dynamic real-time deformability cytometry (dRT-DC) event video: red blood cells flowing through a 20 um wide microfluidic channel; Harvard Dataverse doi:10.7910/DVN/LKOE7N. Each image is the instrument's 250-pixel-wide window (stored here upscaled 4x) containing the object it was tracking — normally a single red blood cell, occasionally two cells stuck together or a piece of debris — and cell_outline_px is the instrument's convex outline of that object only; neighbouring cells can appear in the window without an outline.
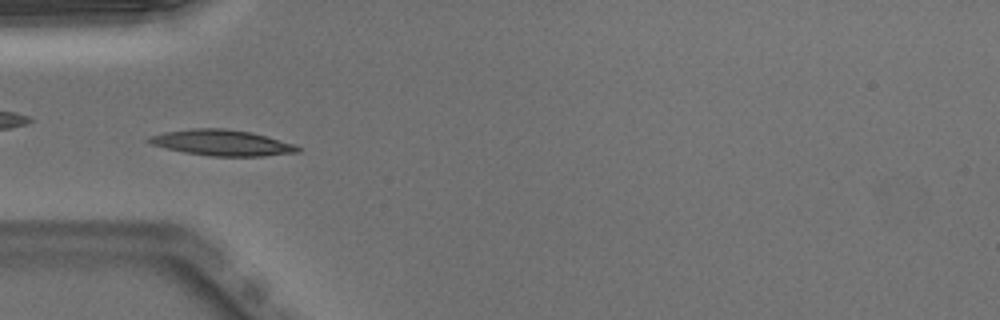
{"species": "Egyptian fruit bat (a non-hibernating species)", "species_latin": "Rousettus aegyptiacus", "temperature_condition": "warm", "stored_images_in_passage": 50, "camera_frame_rate_fps": 3000, "um_per_image_px": 0.085, "animal": {"sex": "male"}, "frame": {"image": 1, "passage_image": 15, "time_ms": 4.667, "image_size_px": [1000, 320], "cell_outline_px": [[300, 152], [264, 156], [212, 156], [184, 152], [152, 144], [144, 140], [152, 136], [164, 132], [192, 128], [224, 128], [252, 132], [296, 144], [300, 148]], "centroid_in_image_um": [18.91, 12.13], "position_along_channel_um": 66.1, "area_um2": 22.37}}
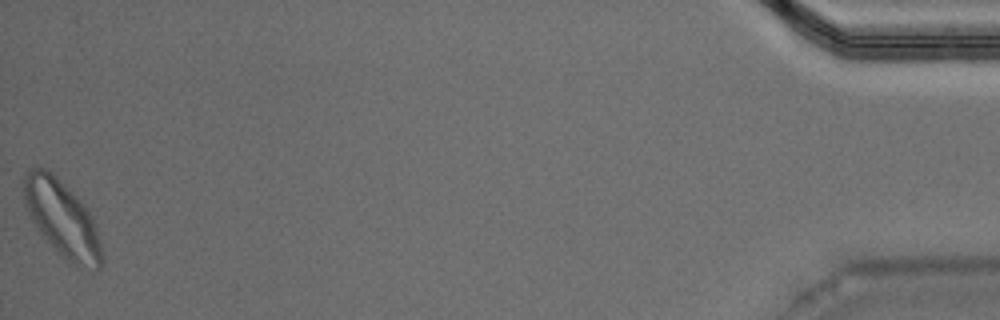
{"frame": {"image": 2, "passage_image": 50, "time_ms": 16.333, "image_size_px": [1000, 320], "cell_outline_px": [[104, 260], [100, 268], [96, 272], [76, 268], [68, 264], [36, 228], [24, 208], [24, 172], [28, 168], [48, 168], [88, 208], [92, 216], [100, 240]], "centroid_in_image_um": [5.3, 18.66], "position_along_channel_um": 429.9, "area_um2": 35.55}, "authors_computed_cell_mechanics": {"area_um2": 20.4901, "velocity_mm_per_s": 3.9357, "shape_relaxation_time_tau1_ms": 2.7641, "shape_relaxation_time_tau2_ms": 3.6062, "deformation_change_tau1": 0.1374, "deformation_change_tau2": 0.0901}}